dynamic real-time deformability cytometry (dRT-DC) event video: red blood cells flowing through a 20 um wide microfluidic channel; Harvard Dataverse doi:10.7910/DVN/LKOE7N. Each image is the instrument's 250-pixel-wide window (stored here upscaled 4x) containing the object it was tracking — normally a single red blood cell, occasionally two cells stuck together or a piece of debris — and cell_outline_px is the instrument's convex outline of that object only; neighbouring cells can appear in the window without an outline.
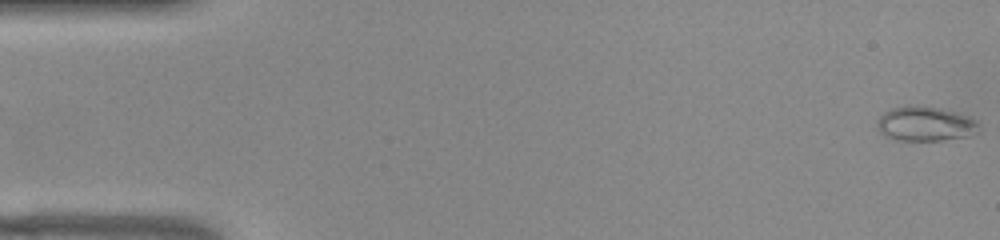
{"species": "common noctule bat (a hibernating species)", "species_latin": "Nyctalus noctula", "temperature_condition": "warm", "stored_images_in_passage": 52, "camera_frame_rate_fps": 3000, "um_per_image_px": 0.085, "animal": {"sex": "female", "body_mass_g": 22.0, "forearm_length_mm": 56.7}, "frame": {"image": 1, "passage_image": 1, "time_ms": 0.0, "image_size_px": [1000, 240], "cell_outline_px": [[976, 132], [968, 136], [940, 140], [892, 140], [884, 136], [880, 132], [876, 124], [876, 120], [884, 112], [892, 108], [904, 104], [916, 104], [940, 108], [956, 112], [968, 116], [976, 120]], "centroid_in_image_um": [78.56, 10.5], "position_along_channel_um": 6.4, "area_um2": 20.69}}
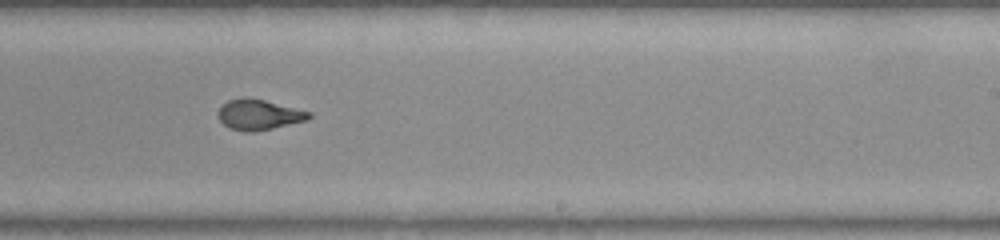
{"frame": {"image": 2, "passage_image": 32, "time_ms": 10.333, "image_size_px": [1000, 240], "cell_outline_px": [[312, 116], [308, 120], [256, 132], [244, 132], [228, 128], [220, 120], [220, 108], [228, 100], [244, 96], [248, 96], [312, 112]], "centroid_in_image_um": [22.03, 9.75], "position_along_channel_um": 267.0, "area_um2": 16.18}}
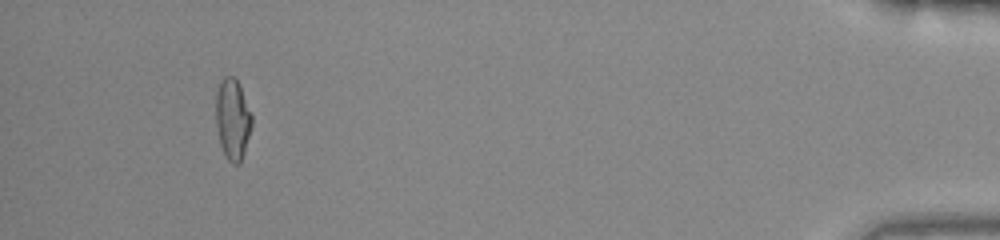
{"frame": {"image": 3, "passage_image": 49, "time_ms": 16.0, "image_size_px": [1000, 240], "cell_outline_px": [[252, 124], [244, 152], [240, 164], [232, 164], [224, 156], [220, 144], [216, 128], [216, 92], [220, 80], [224, 76], [236, 76], [252, 116]], "centroid_in_image_um": [19.75, 10.12], "position_along_channel_um": 415.4, "area_um2": 17.11}, "authors_computed_cell_mechanics": {"area_um2": 17.1666, "velocity_mm_per_s": 3.912, "shape_relaxation_time_tau1_ms": null, "shape_relaxation_time_tau2_ms": 0.8556, "deformation_change_tau1": null, "deformation_change_tau2": 0.0779}}